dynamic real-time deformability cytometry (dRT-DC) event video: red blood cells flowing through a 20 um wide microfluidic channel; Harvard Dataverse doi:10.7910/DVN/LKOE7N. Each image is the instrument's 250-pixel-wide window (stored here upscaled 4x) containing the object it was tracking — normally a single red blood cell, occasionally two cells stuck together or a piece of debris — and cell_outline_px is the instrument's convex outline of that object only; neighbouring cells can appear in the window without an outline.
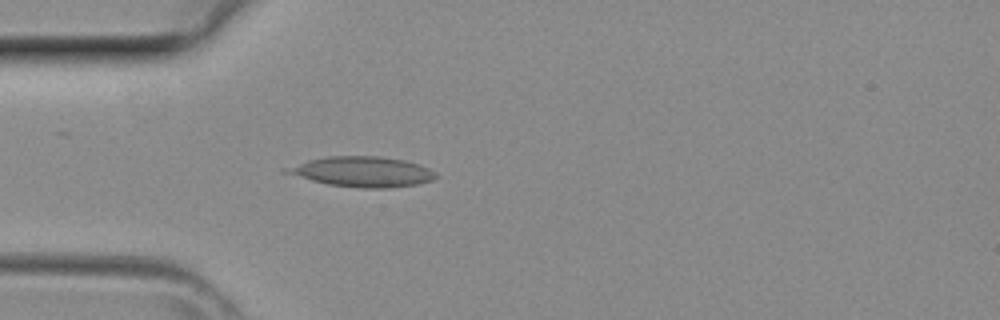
{"species": "common noctule bat (a hibernating species)", "species_latin": "Nyctalus noctula", "temperature_condition": "room temperature", "stored_images_in_passage": 3, "camera_frame_rate_fps": 3000, "um_per_image_px": 0.085, "animal": {"sex": "female", "body_mass_g": 29.2, "forearm_length_mm": 56.3}, "frame": {"image": 1, "passage_image": 3, "time_ms": 0.667, "image_size_px": [1000, 320], "cell_outline_px": [[440, 176], [432, 180], [416, 184], [388, 188], [360, 188], [328, 184], [280, 172], [280, 168], [308, 160], [328, 156], [380, 156], [404, 160], [420, 164], [436, 172]], "centroid_in_image_um": [30.76, 14.59], "position_along_channel_um": 54.2, "area_um2": 26.53}}